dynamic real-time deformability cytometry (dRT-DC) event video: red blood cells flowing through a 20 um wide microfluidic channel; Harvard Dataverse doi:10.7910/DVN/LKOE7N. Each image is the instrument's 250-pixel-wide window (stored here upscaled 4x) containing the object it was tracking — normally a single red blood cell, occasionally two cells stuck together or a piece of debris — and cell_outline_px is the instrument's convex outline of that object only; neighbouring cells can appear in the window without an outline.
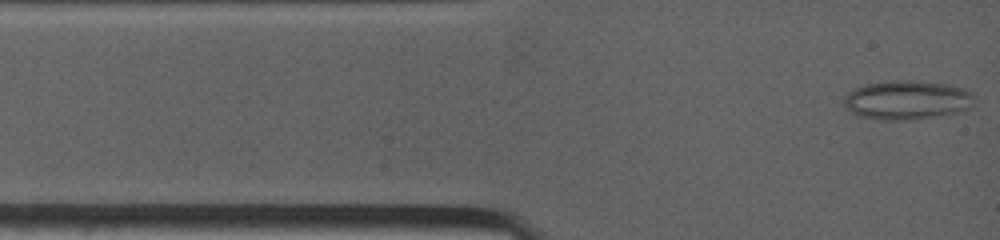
{"species": "common noctule bat (a hibernating species)", "species_latin": "Nyctalus noctula", "temperature_condition": "warm", "stored_images_in_passage": 63, "camera_frame_rate_fps": 4500, "um_per_image_px": 0.085, "animal": {"sex": "female", "body_mass_g": 19.0, "forearm_length_mm": 53.3}, "frame": {"image": 1, "passage_image": 1, "time_ms": 0.0, "image_size_px": [1000, 240], "cell_outline_px": [[972, 96], [968, 108], [960, 112], [912, 120], [884, 120], [860, 116], [852, 112], [844, 104], [844, 96], [848, 92], [864, 84], [892, 80], [920, 80], [948, 84], [964, 88]], "centroid_in_image_um": [77.06, 8.49], "position_along_channel_um": 7.9, "area_um2": 29.59}}
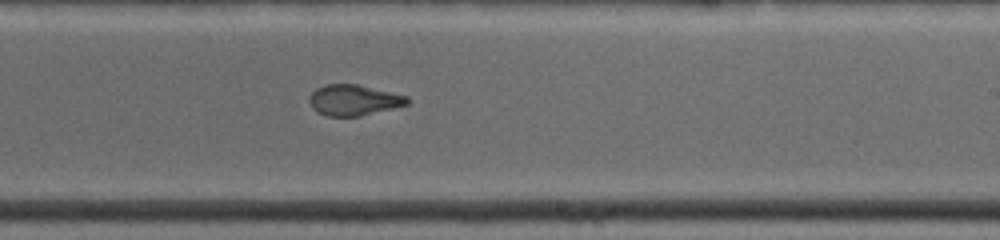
{"frame": {"image": 2, "passage_image": 33, "time_ms": 7.333, "image_size_px": [1000, 240], "cell_outline_px": [[408, 104], [360, 116], [328, 116], [312, 108], [308, 100], [308, 96], [316, 88], [324, 84], [356, 84], [408, 96]], "centroid_in_image_um": [30.03, 8.5], "position_along_channel_um": 259.0, "area_um2": 17.4}}
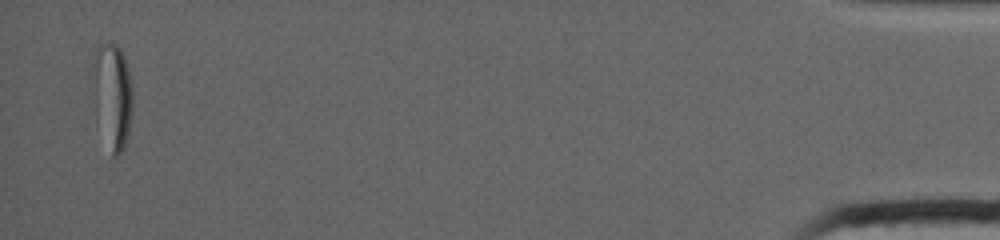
{"frame": {"image": 3, "passage_image": 63, "time_ms": 15.111, "image_size_px": [1000, 240], "cell_outline_px": [[132, 112], [128, 132], [124, 148], [116, 156], [112, 156], [88, 80], [96, 48], [100, 44], [116, 44], [120, 48], [124, 56], [128, 68], [132, 88]], "centroid_in_image_um": [9.54, 8.0], "position_along_channel_um": 425.7, "area_um2": 24.33}, "authors_computed_cell_mechanics": {"area_um2": 19.1318, "velocity_mm_per_s": 3.966, "shape_relaxation_time_tau1_ms": null, "shape_relaxation_time_tau2_ms": 2.3301, "deformation_change_tau1": null, "deformation_change_tau2": 0.0798}}